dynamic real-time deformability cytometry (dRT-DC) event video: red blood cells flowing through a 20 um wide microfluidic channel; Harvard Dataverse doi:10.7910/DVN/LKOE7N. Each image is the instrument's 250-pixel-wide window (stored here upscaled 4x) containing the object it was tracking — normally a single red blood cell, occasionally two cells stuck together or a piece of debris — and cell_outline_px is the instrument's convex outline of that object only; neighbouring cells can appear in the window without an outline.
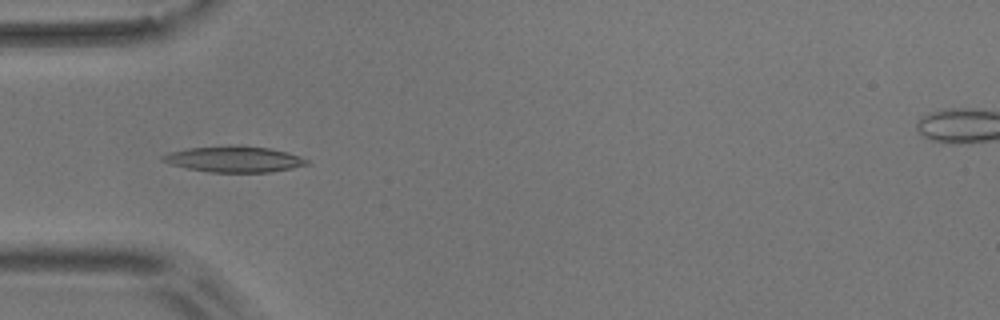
{"species": "common noctule bat (a hibernating species)", "species_latin": "Nyctalus noctula", "temperature_condition": "room temperature", "stored_images_in_passage": 9, "camera_frame_rate_fps": 3000, "um_per_image_px": 0.085, "animal": {"sex": "male", "body_mass_g": 17.9}, "frame": {"image": 1, "passage_image": 3, "time_ms": 2.333, "image_size_px": [1000, 320], "cell_outline_px": [[312, 164], [272, 172], [212, 172], [188, 168], [172, 164], [160, 160], [160, 156], [168, 152], [188, 148], [272, 148], [288, 152], [300, 156], [308, 160]], "centroid_in_image_um": [19.95, 13.57], "position_along_channel_um": 65.0, "area_um2": 20.92}}
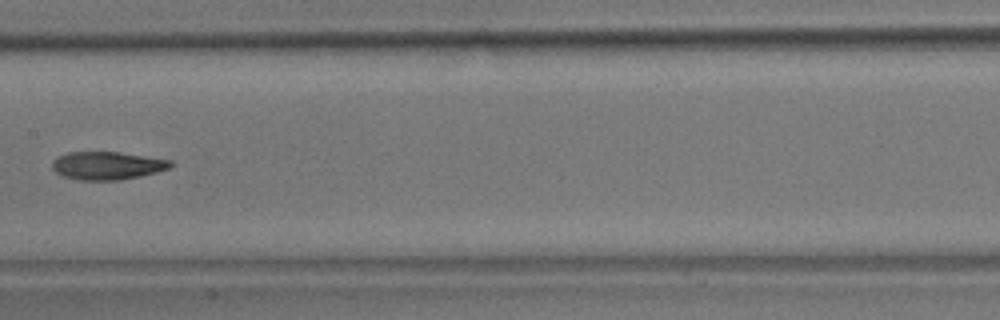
{"frame": {"image": 2, "passage_image": 6, "time_ms": 6.0, "image_size_px": [1000, 320], "cell_outline_px": [[172, 164], [168, 168], [156, 172], [140, 176], [120, 180], [80, 180], [64, 176], [56, 172], [52, 168], [52, 160], [56, 156], [68, 152], [120, 152], [172, 160]], "centroid_in_image_um": [9.08, 14.07], "position_along_channel_um": 198.3, "area_um2": 19.31}}
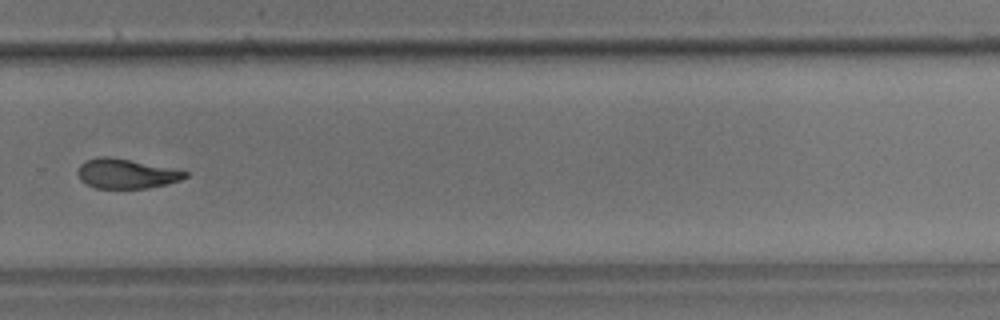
{"frame": {"image": 3, "passage_image": 9, "time_ms": 9.333, "image_size_px": [1000, 320], "cell_outline_px": [[188, 176], [180, 180], [148, 188], [96, 188], [80, 180], [76, 172], [80, 164], [84, 160], [100, 156], [108, 156], [188, 172]], "centroid_in_image_um": [10.65, 14.76], "position_along_channel_um": 319.2, "area_um2": 18.21}}